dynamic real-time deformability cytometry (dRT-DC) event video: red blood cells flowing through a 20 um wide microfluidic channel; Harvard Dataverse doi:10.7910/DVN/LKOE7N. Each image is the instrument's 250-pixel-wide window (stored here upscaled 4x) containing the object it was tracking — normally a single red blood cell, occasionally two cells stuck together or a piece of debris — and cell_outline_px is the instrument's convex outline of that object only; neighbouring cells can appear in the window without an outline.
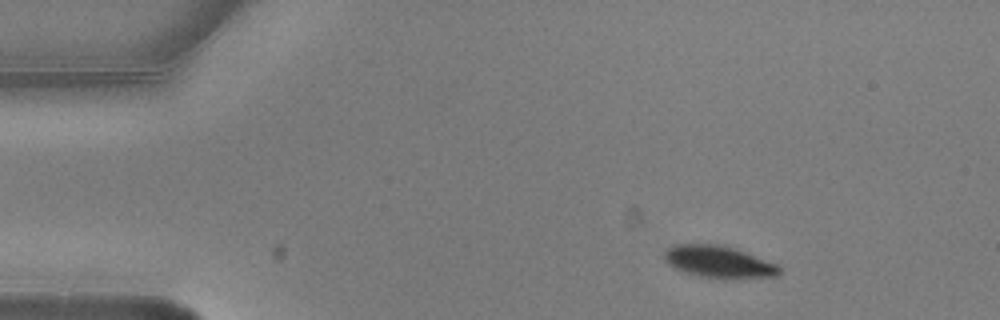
{"species": "common noctule bat (a hibernating species)", "species_latin": "Nyctalus noctula", "temperature_condition": "warm", "stored_images_in_passage": 4, "camera_frame_rate_fps": 3000, "um_per_image_px": 0.085, "animal": {"sex": "male", "body_mass_g": 20.5, "forearm_length_mm": 52.5}, "frame": {"image": 1, "passage_image": 2, "time_ms": 0.333, "image_size_px": [1000, 320], "cell_outline_px": [[780, 272], [776, 276], [704, 276], [688, 272], [676, 268], [668, 264], [664, 260], [664, 252], [672, 244], [716, 244], [736, 248], [776, 264], [780, 268]], "centroid_in_image_um": [61.03, 22.19], "position_along_channel_um": 24.0, "area_um2": 20.4}}